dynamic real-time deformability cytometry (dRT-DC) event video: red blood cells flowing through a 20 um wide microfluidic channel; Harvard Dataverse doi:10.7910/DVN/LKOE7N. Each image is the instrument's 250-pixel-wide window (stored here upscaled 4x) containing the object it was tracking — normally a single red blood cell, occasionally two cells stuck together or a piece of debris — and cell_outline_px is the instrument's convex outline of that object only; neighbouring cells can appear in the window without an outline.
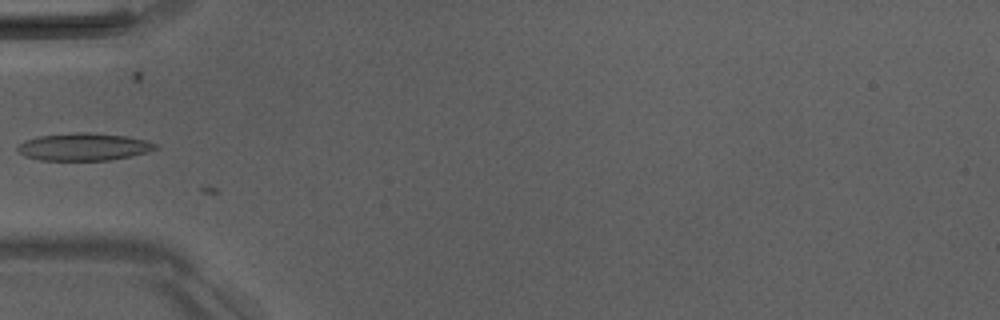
{"species": "Egyptian fruit bat (a non-hibernating species)", "species_latin": "Rousettus aegyptiacus", "temperature_condition": "room temperature", "stored_images_in_passage": 3, "camera_frame_rate_fps": 3000, "um_per_image_px": 0.085, "animal": {"sex": "male"}, "frame": {"image": 1, "passage_image": 3, "time_ms": 3.0, "image_size_px": [1000, 320], "cell_outline_px": [[160, 148], [112, 160], [40, 160], [24, 156], [16, 148], [20, 144], [36, 136], [76, 132], [88, 132], [124, 136], [144, 140], [160, 144]], "centroid_in_image_um": [7.12, 12.48], "position_along_channel_um": 77.9, "area_um2": 21.91}}